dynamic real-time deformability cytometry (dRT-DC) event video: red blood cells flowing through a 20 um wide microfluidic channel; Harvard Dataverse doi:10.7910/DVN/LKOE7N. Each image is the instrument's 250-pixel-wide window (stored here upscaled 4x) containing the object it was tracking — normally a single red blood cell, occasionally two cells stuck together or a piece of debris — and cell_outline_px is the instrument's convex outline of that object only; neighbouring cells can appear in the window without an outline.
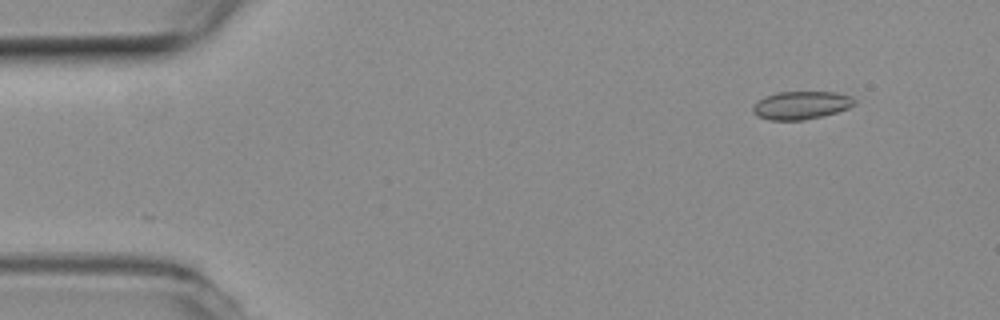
{"species": "common noctule bat (a hibernating species)", "species_latin": "Nyctalus noctula", "temperature_condition": "room temperature", "stored_images_in_passage": 4, "camera_frame_rate_fps": 3000, "um_per_image_px": 0.085, "animal": {"sex": "female", "body_mass_g": 19.3, "forearm_length_mm": 54.1}, "frame": {"image": 1, "passage_image": 2, "time_ms": 0.333, "image_size_px": [1000, 320], "cell_outline_px": [[856, 100], [848, 108], [824, 116], [804, 120], [768, 120], [756, 116], [752, 112], [752, 108], [764, 96], [776, 92], [836, 92], [852, 96]], "centroid_in_image_um": [68.08, 8.95], "position_along_channel_um": 16.9, "area_um2": 16.65}}
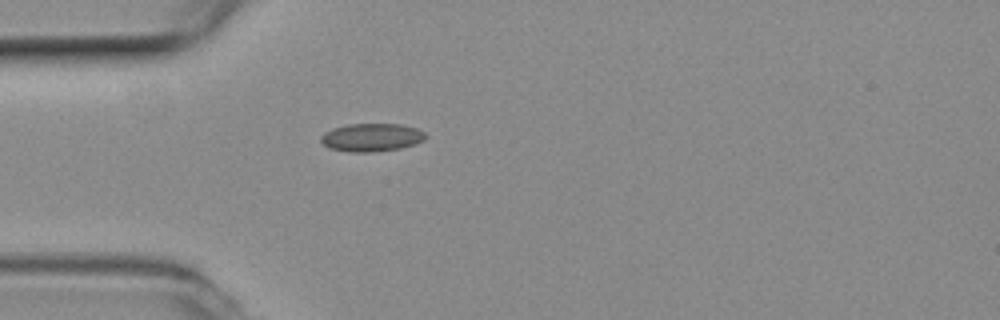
{"frame": {"image": 2, "passage_image": 4, "time_ms": 1.0, "image_size_px": [1000, 320], "cell_outline_px": [[428, 136], [424, 140], [416, 144], [400, 148], [368, 152], [348, 152], [328, 148], [320, 140], [320, 136], [324, 132], [332, 128], [348, 124], [400, 124], [416, 128], [424, 132]], "centroid_in_image_um": [31.57, 11.68], "position_along_channel_um": 53.4, "area_um2": 17.22}}